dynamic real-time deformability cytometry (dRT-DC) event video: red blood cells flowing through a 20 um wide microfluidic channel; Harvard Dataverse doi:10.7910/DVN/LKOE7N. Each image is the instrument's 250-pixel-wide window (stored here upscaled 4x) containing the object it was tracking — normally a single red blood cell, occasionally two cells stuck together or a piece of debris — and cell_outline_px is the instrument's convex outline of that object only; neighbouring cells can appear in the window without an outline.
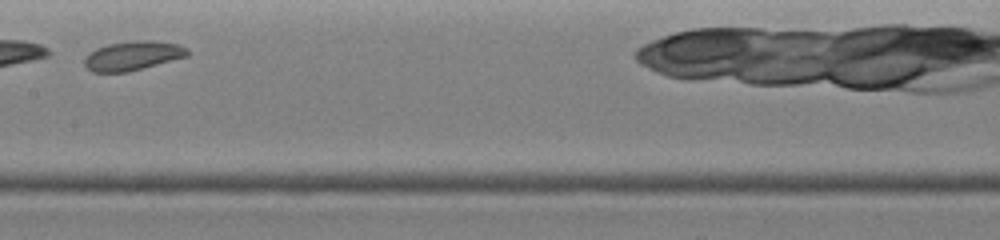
{"species": "common noctule bat (a hibernating species)", "species_latin": "Nyctalus noctula", "temperature_condition": "warm", "stored_images_in_passage": 14, "camera_frame_rate_fps": 3000, "um_per_image_px": 0.085, "animal": {"sex": "female", "body_mass_g": 19.0, "forearm_length_mm": 51.5}, "frame": {"image": 1, "passage_image": 8, "time_ms": 3.0, "image_size_px": [1000, 240], "cell_outline_px": [[188, 56], [128, 72], [92, 72], [84, 64], [84, 60], [96, 48], [108, 44], [132, 40], [156, 40], [176, 44], [188, 48]], "centroid_in_image_um": [11.31, 4.73], "position_along_channel_um": 196.1, "area_um2": 17.46}}